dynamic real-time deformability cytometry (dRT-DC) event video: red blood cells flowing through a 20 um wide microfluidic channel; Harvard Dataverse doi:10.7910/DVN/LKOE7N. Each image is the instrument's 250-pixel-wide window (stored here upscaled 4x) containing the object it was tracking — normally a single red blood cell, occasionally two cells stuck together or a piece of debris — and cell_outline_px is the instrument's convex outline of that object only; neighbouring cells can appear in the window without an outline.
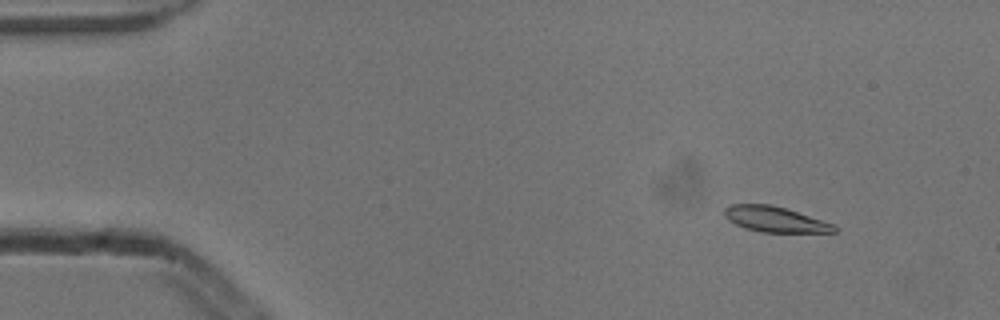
{"species": "common noctule bat (a hibernating species)", "species_latin": "Nyctalus noctula", "temperature_condition": "cold", "stored_images_in_passage": 4, "camera_frame_rate_fps": 3000, "um_per_image_px": 0.085, "animal": {"sex": "male", "body_mass_g": 13.3}, "frame": {"image": 1, "passage_image": 1, "time_ms": 0.0, "image_size_px": [1000, 320], "cell_outline_px": [[836, 232], [760, 232], [744, 228], [728, 220], [724, 216], [724, 208], [732, 204], [772, 204], [836, 224]], "centroid_in_image_um": [65.87, 18.64], "position_along_channel_um": 19.1, "area_um2": 16.36}}
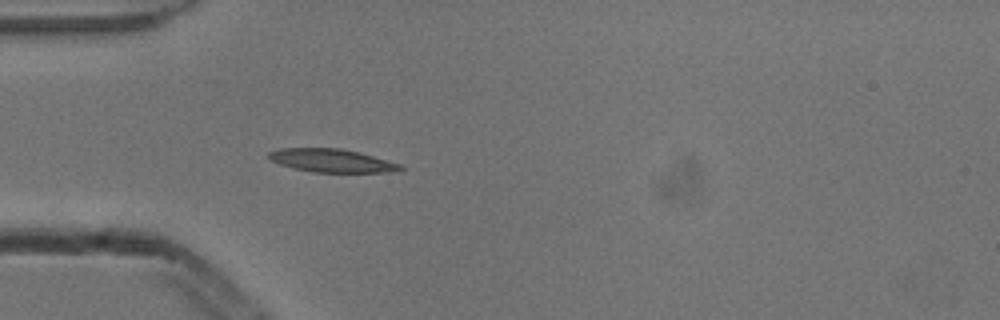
{"frame": {"image": 2, "passage_image": 4, "time_ms": 1.0, "image_size_px": [1000, 320], "cell_outline_px": [[404, 168], [400, 172], [316, 172], [292, 168], [280, 164], [272, 160], [268, 156], [268, 152], [280, 148], [340, 148], [360, 152], [400, 164]], "centroid_in_image_um": [28.22, 13.65], "position_along_channel_um": 56.8, "area_um2": 17.8}}